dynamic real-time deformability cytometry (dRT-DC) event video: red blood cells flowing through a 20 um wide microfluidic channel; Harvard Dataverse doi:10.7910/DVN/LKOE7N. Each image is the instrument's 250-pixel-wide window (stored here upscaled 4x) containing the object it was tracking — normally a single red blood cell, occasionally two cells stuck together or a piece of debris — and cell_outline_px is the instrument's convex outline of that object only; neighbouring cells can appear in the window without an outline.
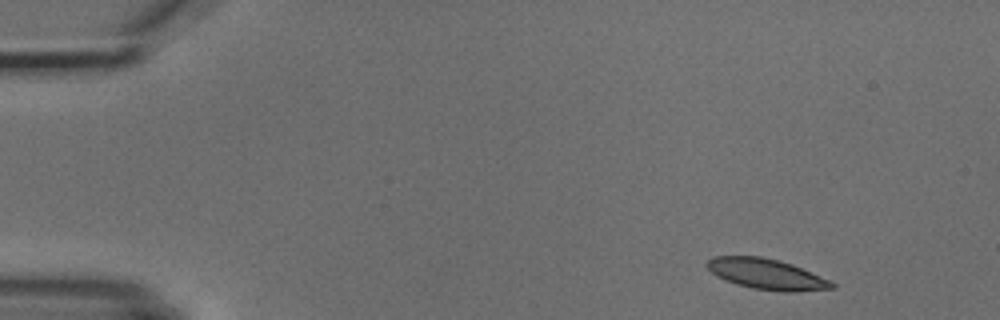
{"species": "common noctule bat (a hibernating species)", "species_latin": "Nyctalus noctula", "temperature_condition": "cold", "stored_images_in_passage": 5, "camera_frame_rate_fps": 3000, "um_per_image_px": 0.085, "animal": {"sex": "male", "body_mass_g": 18.8}, "frame": {"image": 1, "passage_image": 1, "time_ms": 0.0, "image_size_px": [1000, 320], "cell_outline_px": [[836, 288], [796, 292], [784, 292], [752, 288], [736, 284], [712, 272], [704, 264], [712, 256], [760, 256], [792, 264], [820, 276], [836, 284]], "centroid_in_image_um": [65.17, 23.3], "position_along_channel_um": 19.8, "area_um2": 22.02}}
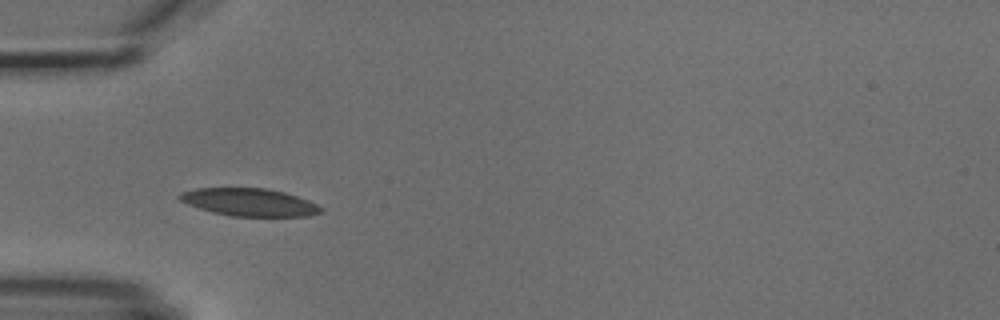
{"frame": {"image": 2, "passage_image": 4, "time_ms": 3.667, "image_size_px": [1000, 320], "cell_outline_px": [[324, 212], [308, 216], [232, 216], [212, 212], [188, 204], [180, 200], [176, 196], [180, 192], [196, 188], [268, 188], [284, 192], [308, 200], [324, 208]], "centroid_in_image_um": [21.2, 17.18], "position_along_channel_um": 63.8, "area_um2": 22.83}}
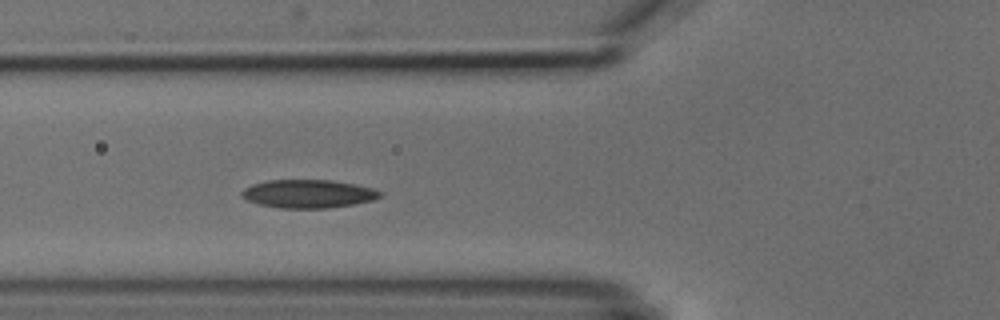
{"frame": {"image": 3, "passage_image": 5, "time_ms": 4.667, "image_size_px": [1000, 320], "cell_outline_px": [[384, 192], [380, 196], [372, 200], [352, 204], [328, 208], [280, 208], [260, 204], [248, 200], [240, 196], [240, 192], [244, 188], [252, 184], [268, 180], [332, 180], [356, 184], [372, 188]], "centroid_in_image_um": [26.19, 16.46], "position_along_channel_um": 99.6, "area_um2": 22.77}}